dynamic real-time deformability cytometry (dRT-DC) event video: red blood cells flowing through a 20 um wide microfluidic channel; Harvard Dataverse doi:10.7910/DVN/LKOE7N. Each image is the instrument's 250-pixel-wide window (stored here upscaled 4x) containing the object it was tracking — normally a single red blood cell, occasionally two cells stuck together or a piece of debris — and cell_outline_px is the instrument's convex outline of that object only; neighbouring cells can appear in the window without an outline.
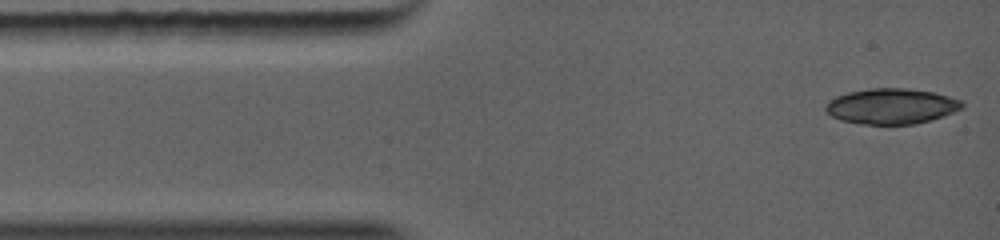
{"species": "common noctule bat (a hibernating species)", "species_latin": "Nyctalus noctula", "temperature_condition": "warm", "stored_images_in_passage": 9, "camera_frame_rate_fps": 5000, "um_per_image_px": 0.085, "animal": {"sex": "female", "body_mass_g": 19.0, "forearm_length_mm": 56.7}, "frame": {"image": 1, "passage_image": 1, "time_ms": 0.0, "image_size_px": [1000, 240], "cell_outline_px": [[964, 104], [960, 108], [924, 120], [908, 124], [872, 124], [844, 120], [828, 112], [828, 100], [836, 96], [848, 92], [868, 88], [908, 88], [932, 92], [964, 100]], "centroid_in_image_um": [75.76, 8.98], "position_along_channel_um": 9.2, "area_um2": 27.11}}